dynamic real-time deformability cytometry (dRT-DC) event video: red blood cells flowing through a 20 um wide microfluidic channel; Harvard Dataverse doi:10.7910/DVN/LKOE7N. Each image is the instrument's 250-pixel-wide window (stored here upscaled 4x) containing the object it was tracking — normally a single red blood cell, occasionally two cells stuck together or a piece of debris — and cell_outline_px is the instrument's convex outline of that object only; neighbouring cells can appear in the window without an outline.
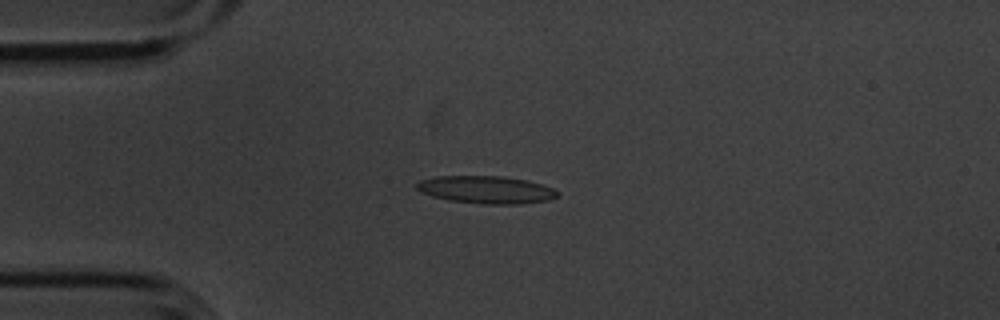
{"species": "common noctule bat (a hibernating species)", "species_latin": "Nyctalus noctula", "temperature_condition": "cold", "stored_images_in_passage": 46, "camera_frame_rate_fps": 3000, "um_per_image_px": 0.085, "animal": {"sex": "male", "body_mass_g": 20.1, "forearm_length_mm": 53.5}, "frame": {"image": 1, "passage_image": 5, "time_ms": 1.333, "image_size_px": [1000, 320], "cell_outline_px": [[560, 192], [556, 196], [548, 200], [520, 204], [484, 204], [448, 200], [432, 196], [420, 192], [416, 188], [416, 184], [420, 180], [436, 176], [504, 176], [528, 180], [544, 184]], "centroid_in_image_um": [41.33, 16.12], "position_along_channel_um": 43.7, "area_um2": 22.77}}
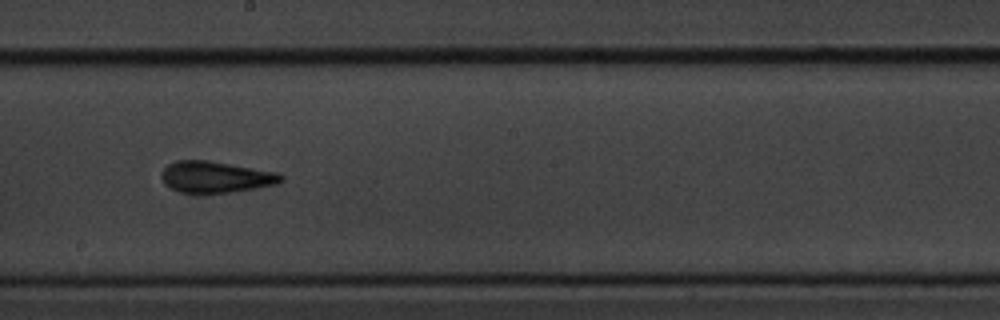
{"frame": {"image": 2, "passage_image": 22, "time_ms": 7.0, "image_size_px": [1000, 320], "cell_outline_px": [[284, 180], [276, 184], [256, 188], [232, 192], [180, 192], [164, 184], [160, 176], [164, 168], [168, 164], [176, 160], [204, 160], [276, 172], [284, 176]], "centroid_in_image_um": [18.31, 15.04], "position_along_channel_um": 229.9, "area_um2": 21.5}}
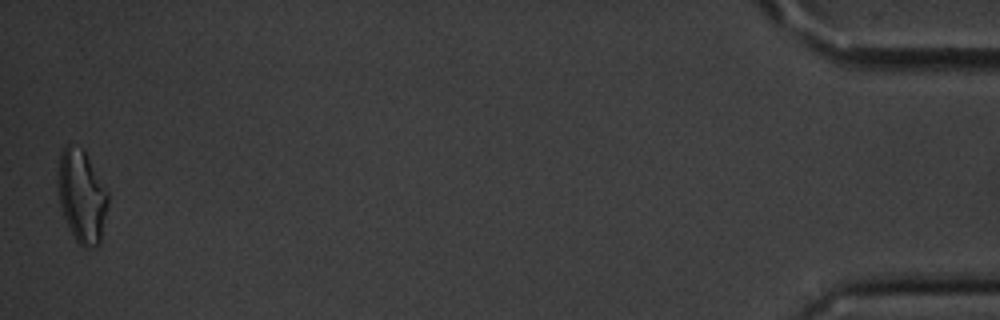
{"frame": {"image": 3, "passage_image": 46, "time_ms": 15.0, "image_size_px": [1000, 320], "cell_outline_px": [[108, 204], [100, 244], [88, 248], [84, 248], [76, 240], [64, 216], [60, 204], [60, 152], [68, 144], [80, 148], [84, 152], [108, 192]], "centroid_in_image_um": [6.99, 16.74], "position_along_channel_um": 428.2, "area_um2": 26.01}, "authors_computed_cell_mechanics": {"area_um2": 21.2993, "velocity_mm_per_s": 3.6118, "shape_relaxation_time_tau1_ms": 4.8758, "shape_relaxation_time_tau2_ms": 3.6269, "deformation_change_tau1": 0.1631, "deformation_change_tau2": 0.1358}}